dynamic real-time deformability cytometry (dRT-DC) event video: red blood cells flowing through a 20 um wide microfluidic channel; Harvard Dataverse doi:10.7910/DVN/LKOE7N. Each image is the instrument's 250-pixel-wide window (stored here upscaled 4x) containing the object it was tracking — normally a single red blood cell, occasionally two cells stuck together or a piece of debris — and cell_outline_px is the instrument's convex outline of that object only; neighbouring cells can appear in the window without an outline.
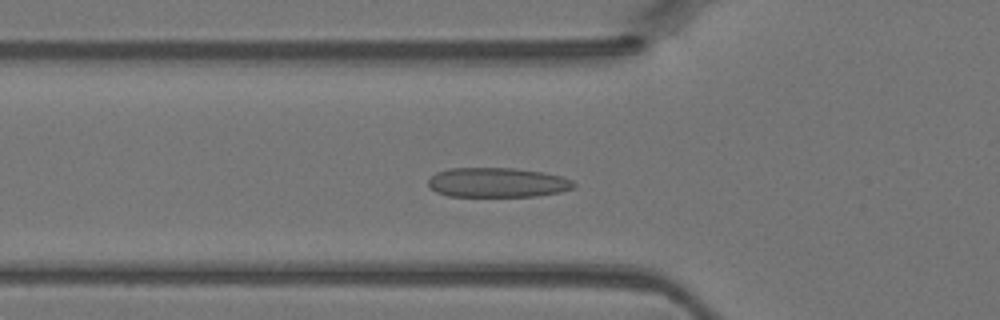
{"species": "Egyptian fruit bat (a non-hibernating species)", "species_latin": "Rousettus aegyptiacus", "temperature_condition": "warm", "stored_images_in_passage": 43, "camera_frame_rate_fps": 3000, "um_per_image_px": 0.085, "animal": {"sex": "female"}, "frame": {"image": 1, "passage_image": 13, "time_ms": 4.0, "image_size_px": [1000, 320], "cell_outline_px": [[576, 184], [572, 188], [560, 192], [536, 196], [448, 196], [436, 192], [428, 184], [428, 180], [436, 172], [448, 168], [512, 168], [540, 172], [560, 176], [572, 180]], "centroid_in_image_um": [42.25, 15.51], "position_along_channel_um": 83.6, "area_um2": 24.97}}
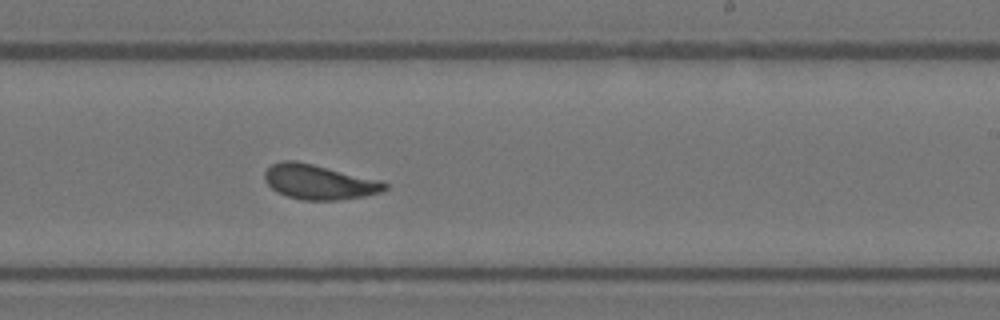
{"frame": {"image": 2, "passage_image": 25, "time_ms": 8.0, "image_size_px": [1000, 320], "cell_outline_px": [[388, 188], [380, 192], [364, 196], [340, 200], [304, 200], [288, 196], [276, 192], [264, 180], [264, 172], [272, 164], [280, 160], [296, 160], [384, 180], [388, 184]], "centroid_in_image_um": [27.14, 15.45], "position_along_channel_um": 261.9, "area_um2": 24.68}}
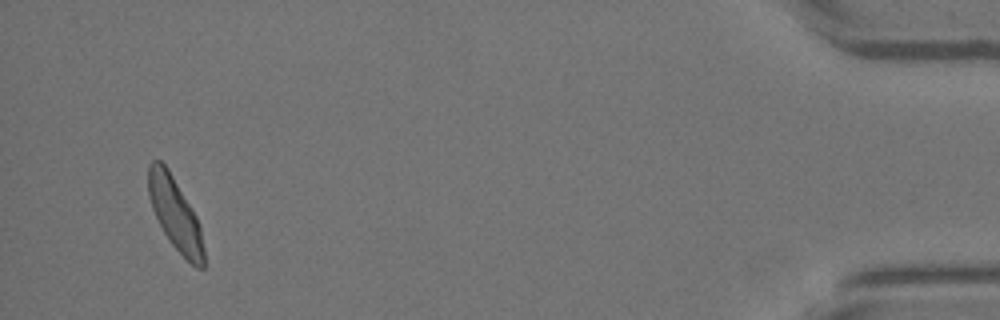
{"frame": {"image": 3, "passage_image": 41, "time_ms": 13.333, "image_size_px": [1000, 320], "cell_outline_px": [[204, 268], [196, 268], [168, 240], [152, 208], [148, 196], [148, 164], [152, 160], [160, 160], [168, 168], [196, 216], [200, 224], [204, 248]], "centroid_in_image_um": [14.88, 18.17], "position_along_channel_um": 420.3, "area_um2": 23.18}}